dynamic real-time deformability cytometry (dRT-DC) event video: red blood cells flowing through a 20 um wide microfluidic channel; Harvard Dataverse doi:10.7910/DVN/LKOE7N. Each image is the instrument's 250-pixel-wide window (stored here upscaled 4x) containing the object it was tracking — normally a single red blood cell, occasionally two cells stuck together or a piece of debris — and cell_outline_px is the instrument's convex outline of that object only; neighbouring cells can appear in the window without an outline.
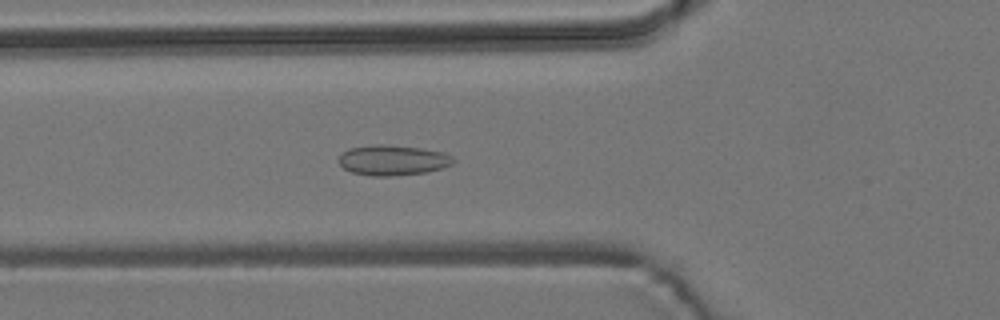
{"species": "common noctule bat (a hibernating species)", "species_latin": "Nyctalus noctula", "temperature_condition": "room temperature", "stored_images_in_passage": 55, "camera_frame_rate_fps": 3000, "um_per_image_px": 0.085, "animal": {"sex": "male", "body_mass_g": 19.2, "forearm_length_mm": 51.8}, "frame": {"image": 1, "passage_image": 20, "time_ms": 6.333, "image_size_px": [1000, 320], "cell_outline_px": [[456, 160], [452, 164], [440, 168], [424, 172], [392, 176], [372, 176], [352, 172], [344, 168], [340, 164], [340, 156], [348, 148], [376, 144], [380, 144], [420, 148], [444, 152], [452, 156]], "centroid_in_image_um": [33.39, 13.61], "position_along_channel_um": 92.4, "area_um2": 20.0}}
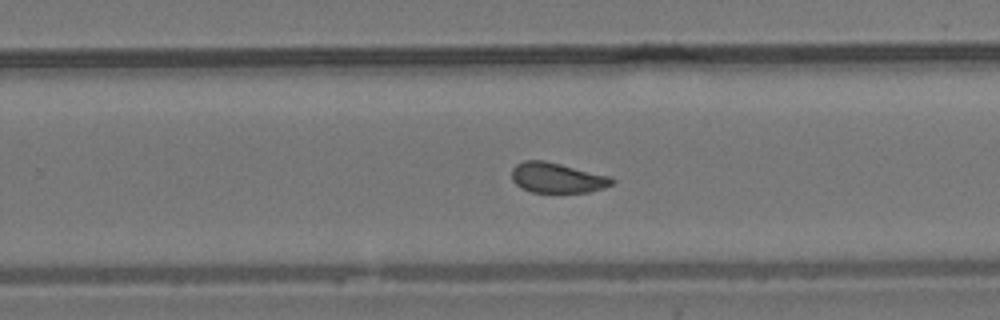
{"frame": {"image": 2, "passage_image": 35, "time_ms": 11.333, "image_size_px": [1000, 320], "cell_outline_px": [[616, 180], [612, 184], [604, 188], [588, 192], [532, 192], [520, 188], [512, 180], [512, 168], [516, 164], [524, 160], [544, 160], [608, 176]], "centroid_in_image_um": [47.32, 15.11], "position_along_channel_um": 282.5, "area_um2": 17.51}}
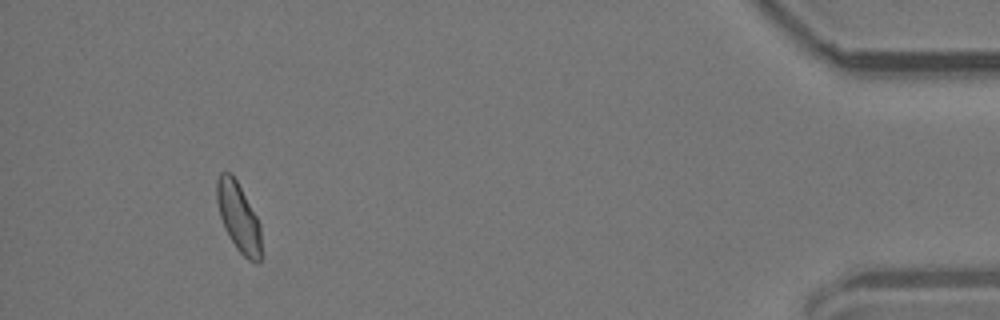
{"frame": {"image": 3, "passage_image": 51, "time_ms": 16.667, "image_size_px": [1000, 320], "cell_outline_px": [[260, 260], [256, 264], [248, 260], [236, 248], [228, 236], [224, 228], [220, 216], [216, 200], [216, 180], [220, 172], [232, 172], [256, 216], [260, 224]], "centroid_in_image_um": [20.24, 18.44], "position_along_channel_um": 415.0, "area_um2": 17.86}, "authors_computed_cell_mechanics": {"area_um2": 18.4382, "velocity_mm_per_s": 3.7975, "shape_relaxation_time_tau1_ms": 9.3501, "shape_relaxation_time_tau2_ms": 1.5632, "deformation_change_tau1": 0.1159, "deformation_change_tau2": 0.0574}}